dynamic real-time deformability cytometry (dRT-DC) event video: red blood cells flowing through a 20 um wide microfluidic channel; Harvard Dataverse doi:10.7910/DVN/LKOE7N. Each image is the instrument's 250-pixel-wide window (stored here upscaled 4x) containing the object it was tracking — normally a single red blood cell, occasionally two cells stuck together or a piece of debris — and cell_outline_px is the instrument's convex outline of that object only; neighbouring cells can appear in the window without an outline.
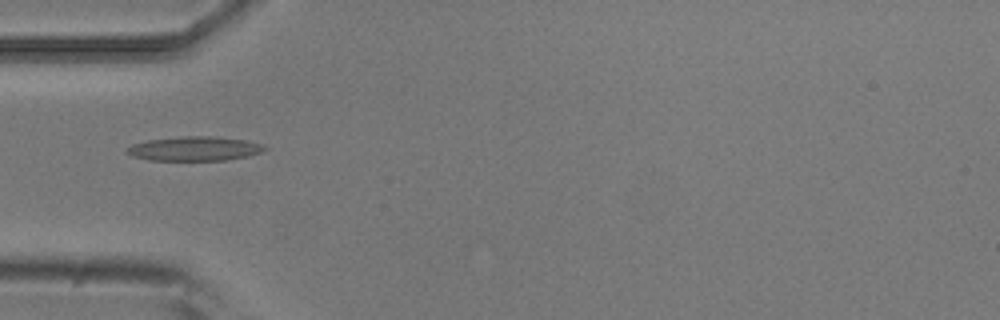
{"species": "common noctule bat (a hibernating species)", "species_latin": "Nyctalus noctula", "temperature_condition": "room temperature", "stored_images_in_passage": 10, "camera_frame_rate_fps": 3000, "um_per_image_px": 0.085, "animal": {"sex": "male", "body_mass_g": 20.5, "forearm_length_mm": 52.5}, "frame": {"image": 1, "passage_image": 4, "time_ms": 1.0, "image_size_px": [1000, 320], "cell_outline_px": [[268, 148], [260, 152], [248, 156], [224, 160], [148, 160], [132, 156], [124, 152], [124, 148], [132, 144], [148, 140], [184, 136], [212, 136], [244, 140], [264, 144]], "centroid_in_image_um": [16.49, 12.63], "position_along_channel_um": 68.5, "area_um2": 19.54}}
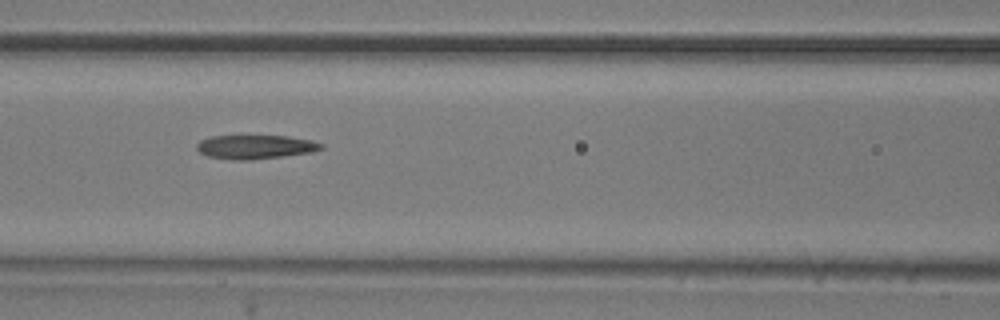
{"frame": {"image": 2, "passage_image": 6, "time_ms": 1.667, "image_size_px": [1000, 320], "cell_outline_px": [[324, 148], [312, 152], [284, 156], [248, 160], [232, 160], [208, 156], [200, 152], [196, 148], [196, 144], [200, 140], [212, 136], [288, 136], [312, 140], [324, 144]], "centroid_in_image_um": [21.72, 12.49], "position_along_channel_um": 144.9, "area_um2": 17.4}}
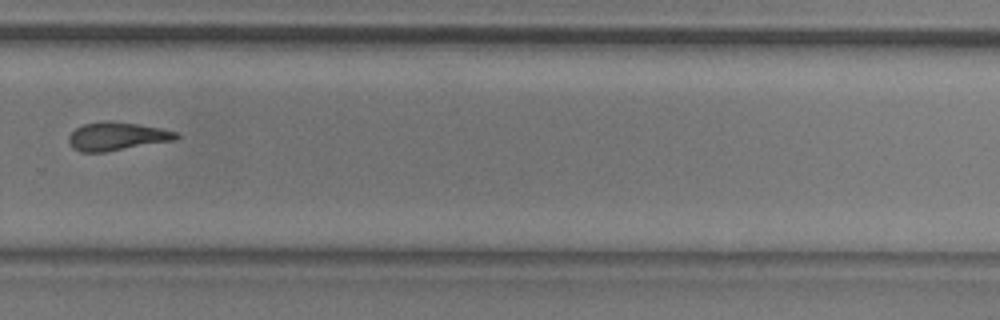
{"frame": {"image": 3, "passage_image": 10, "time_ms": 3.0, "image_size_px": [1000, 320], "cell_outline_px": [[180, 136], [176, 140], [104, 152], [80, 152], [72, 148], [68, 140], [68, 136], [76, 128], [84, 124], [108, 120], [136, 124], [160, 128], [176, 132]], "centroid_in_image_um": [9.92, 11.59], "position_along_channel_um": 319.9, "area_um2": 17.63}}